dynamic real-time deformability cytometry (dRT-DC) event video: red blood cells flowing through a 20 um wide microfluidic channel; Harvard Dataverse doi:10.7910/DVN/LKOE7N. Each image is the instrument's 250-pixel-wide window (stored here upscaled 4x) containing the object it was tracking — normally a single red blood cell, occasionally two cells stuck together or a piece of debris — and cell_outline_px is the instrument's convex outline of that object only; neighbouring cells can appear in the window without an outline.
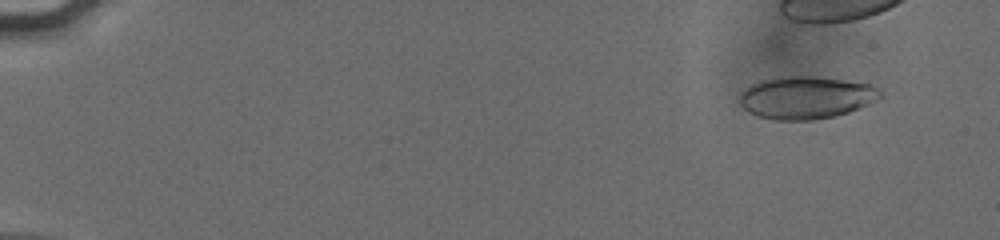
{"species": "human", "species_latin": "Homo sapiens", "temperature_condition": "cold", "stored_images_in_passage": 46, "camera_frame_rate_fps": 3000, "um_per_image_px": 0.085, "donor": {"sex": "male"}, "frame": {"image": 1, "passage_image": 5, "time_ms": 1.333, "image_size_px": [1000, 240], "cell_outline_px": [[880, 96], [876, 100], [868, 104], [848, 112], [836, 116], [812, 120], [776, 120], [756, 116], [748, 112], [740, 104], [740, 92], [752, 84], [764, 80], [780, 76], [816, 76], [868, 84], [876, 88], [880, 92]], "centroid_in_image_um": [68.46, 8.3], "position_along_channel_um": 16.5, "area_um2": 34.62}}
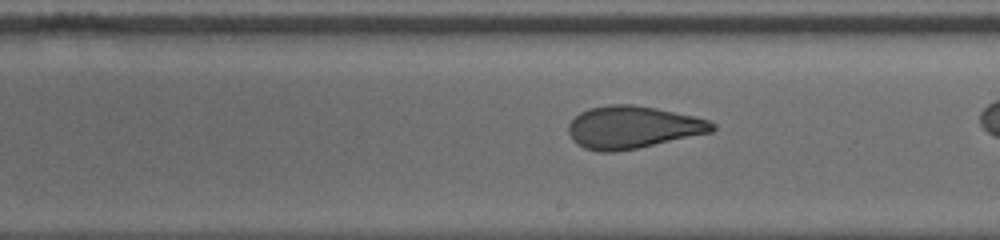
{"frame": {"image": 2, "passage_image": 34, "time_ms": 11.0, "image_size_px": [1000, 240], "cell_outline_px": [[716, 128], [712, 132], [636, 148], [612, 152], [600, 152], [584, 148], [576, 144], [572, 140], [568, 132], [568, 124], [580, 112], [588, 108], [608, 104], [632, 104], [656, 108], [692, 116], [708, 120], [716, 124]], "centroid_in_image_um": [53.74, 10.81], "position_along_channel_um": 235.3, "area_um2": 35.49}}
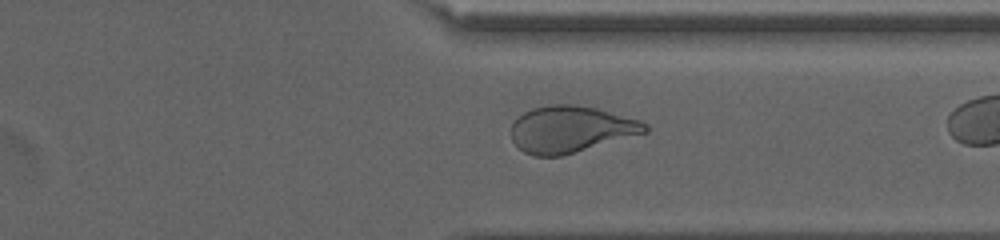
{"frame": {"image": 3, "passage_image": 44, "time_ms": 14.333, "image_size_px": [1000, 240], "cell_outline_px": [[648, 132], [560, 156], [532, 156], [524, 152], [512, 140], [512, 124], [524, 112], [532, 108], [552, 104], [576, 104], [596, 108], [640, 120], [648, 124]], "centroid_in_image_um": [48.52, 10.98], "position_along_channel_um": 362.9, "area_um2": 36.13}}